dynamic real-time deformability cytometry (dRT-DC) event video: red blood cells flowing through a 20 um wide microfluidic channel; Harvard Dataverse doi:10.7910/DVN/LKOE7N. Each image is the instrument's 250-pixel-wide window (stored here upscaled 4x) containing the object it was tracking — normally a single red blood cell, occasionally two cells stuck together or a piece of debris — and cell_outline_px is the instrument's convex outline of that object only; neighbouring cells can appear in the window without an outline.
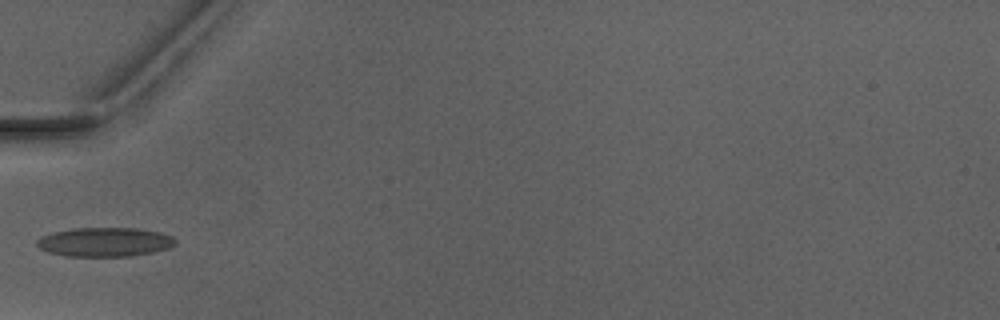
{"species": "Egyptian fruit bat (a non-hibernating species)", "species_latin": "Rousettus aegyptiacus", "temperature_condition": "warm", "stored_images_in_passage": 5, "camera_frame_rate_fps": 3000, "um_per_image_px": 0.085, "animal": {"sex": "male"}, "frame": {"image": 1, "passage_image": 4, "time_ms": 4.0, "image_size_px": [1000, 320], "cell_outline_px": [[176, 244], [168, 248], [152, 252], [128, 256], [68, 256], [48, 252], [40, 248], [36, 244], [36, 240], [40, 236], [52, 232], [72, 228], [136, 228], [160, 232], [172, 236], [176, 240]], "centroid_in_image_um": [8.88, 20.56], "position_along_channel_um": 76.1, "area_um2": 23.52}}
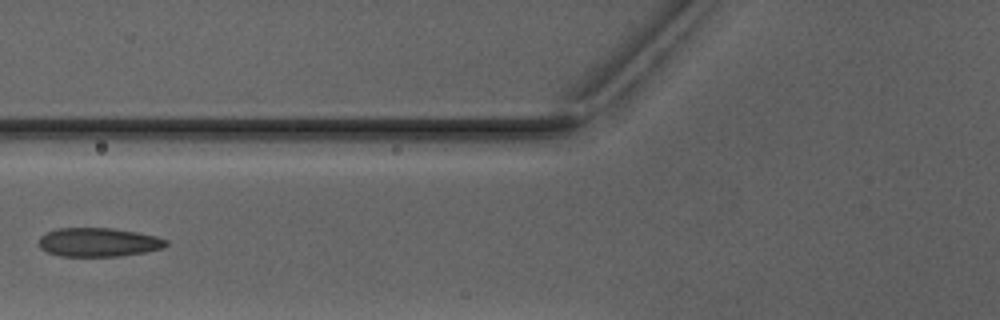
{"frame": {"image": 2, "passage_image": 5, "time_ms": 5.0, "image_size_px": [1000, 320], "cell_outline_px": [[168, 244], [164, 248], [144, 252], [120, 256], [60, 256], [48, 252], [40, 248], [40, 236], [56, 228], [112, 228], [136, 232], [156, 236], [168, 240]], "centroid_in_image_um": [8.39, 20.59], "position_along_channel_um": 117.4, "area_um2": 21.33}}